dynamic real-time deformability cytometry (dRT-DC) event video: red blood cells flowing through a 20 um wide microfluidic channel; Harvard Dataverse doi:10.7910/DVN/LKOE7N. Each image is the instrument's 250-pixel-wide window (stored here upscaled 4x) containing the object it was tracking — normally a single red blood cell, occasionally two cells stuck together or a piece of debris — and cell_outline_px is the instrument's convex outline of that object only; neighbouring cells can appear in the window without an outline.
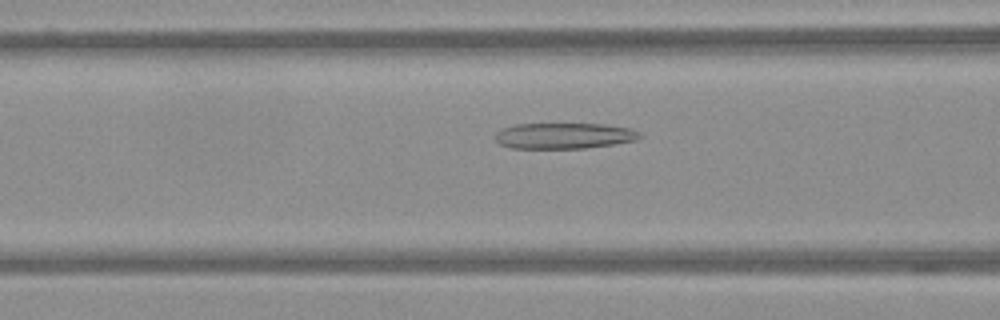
{"species": "Egyptian fruit bat (a non-hibernating species)", "species_latin": "Rousettus aegyptiacus", "temperature_condition": "warm", "stored_images_in_passage": 49, "camera_frame_rate_fps": 3000, "um_per_image_px": 0.085, "frame": {"image": 1, "passage_image": 15, "time_ms": 4.667, "image_size_px": [1000, 320], "cell_outline_px": [[644, 136], [636, 140], [612, 144], [584, 148], [512, 148], [500, 144], [496, 140], [496, 132], [504, 128], [516, 124], [604, 124], [628, 128], [640, 132]], "centroid_in_image_um": [47.96, 11.54], "position_along_channel_um": 118.6, "area_um2": 21.62}}
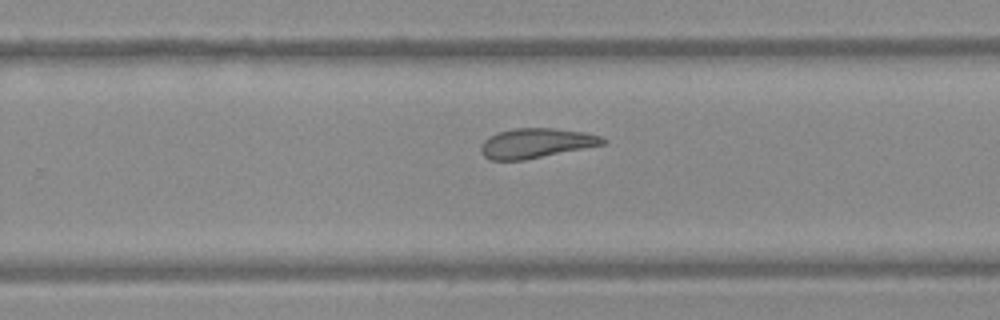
{"frame": {"image": 2, "passage_image": 29, "time_ms": 9.333, "image_size_px": [1000, 320], "cell_outline_px": [[608, 140], [604, 144], [524, 160], [488, 160], [480, 152], [480, 144], [488, 136], [500, 132], [516, 128], [552, 128], [584, 132], [600, 136]], "centroid_in_image_um": [45.52, 12.17], "position_along_channel_um": 284.3, "area_um2": 21.04}}
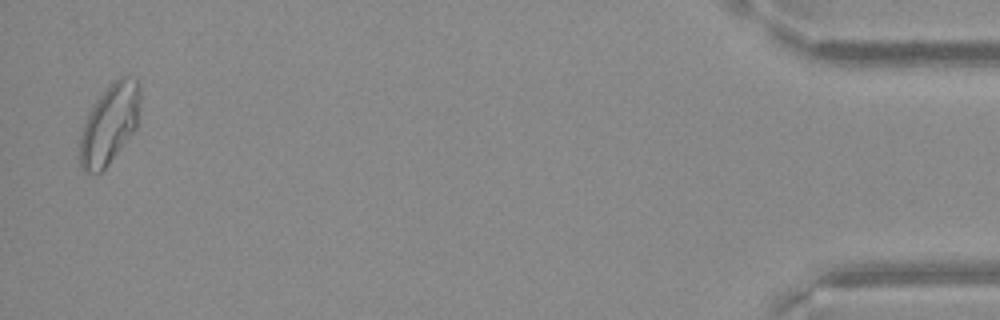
{"frame": {"image": 3, "passage_image": 48, "time_ms": 15.667, "image_size_px": [1000, 320], "cell_outline_px": [[140, 104], [136, 128], [108, 164], [100, 172], [84, 172], [80, 168], [80, 136], [84, 124], [96, 100], [120, 76], [128, 72], [140, 84]], "centroid_in_image_um": [9.33, 10.51], "position_along_channel_um": 425.9, "area_um2": 27.63}}